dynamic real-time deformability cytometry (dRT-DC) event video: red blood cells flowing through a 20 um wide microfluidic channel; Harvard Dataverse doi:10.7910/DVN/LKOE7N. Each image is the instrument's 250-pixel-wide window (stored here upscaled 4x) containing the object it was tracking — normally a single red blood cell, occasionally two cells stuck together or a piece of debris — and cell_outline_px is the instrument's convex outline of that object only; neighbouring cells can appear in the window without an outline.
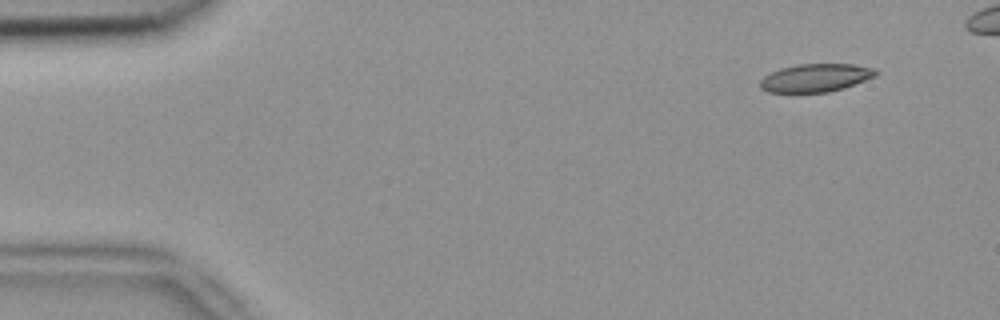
{"species": "common noctule bat (a hibernating species)", "species_latin": "Nyctalus noctula", "temperature_condition": "room temperature", "stored_images_in_passage": 5, "camera_frame_rate_fps": 3000, "um_per_image_px": 0.085, "animal": {"sex": "female", "body_mass_g": 18.4}, "frame": {"image": 1, "passage_image": 1, "time_ms": 0.0, "image_size_px": [1000, 320], "cell_outline_px": [[876, 76], [844, 88], [828, 92], [768, 92], [760, 88], [760, 80], [764, 76], [780, 68], [800, 64], [852, 64], [872, 68], [876, 72]], "centroid_in_image_um": [69.3, 6.62], "position_along_channel_um": 15.7, "area_um2": 18.73}}